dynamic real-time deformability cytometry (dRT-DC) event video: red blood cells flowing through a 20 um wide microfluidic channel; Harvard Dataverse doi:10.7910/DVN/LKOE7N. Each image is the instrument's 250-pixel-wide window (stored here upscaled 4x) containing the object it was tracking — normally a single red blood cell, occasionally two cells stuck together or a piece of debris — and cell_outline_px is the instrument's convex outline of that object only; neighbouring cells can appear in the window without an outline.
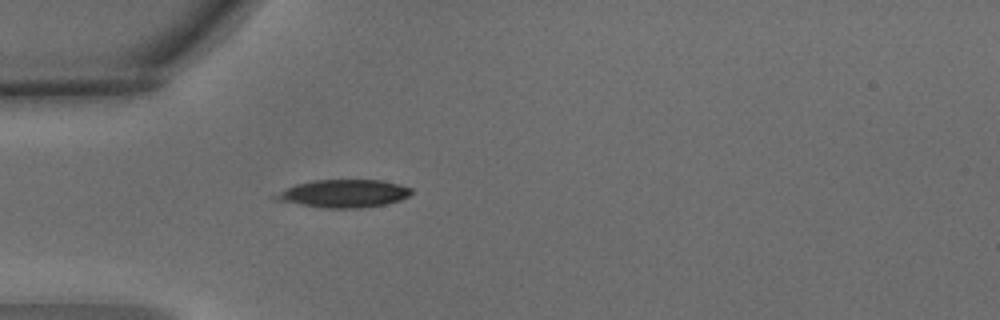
{"species": "common noctule bat (a hibernating species)", "species_latin": "Nyctalus noctula", "temperature_condition": "warm", "stored_images_in_passage": 5, "camera_frame_rate_fps": 3000, "um_per_image_px": 0.085, "animal": {"sex": "male", "body_mass_g": 15.6}, "frame": {"image": 1, "passage_image": 5, "time_ms": 1.333, "image_size_px": [1000, 320], "cell_outline_px": [[412, 192], [408, 196], [400, 200], [384, 204], [360, 208], [324, 208], [276, 200], [268, 196], [296, 184], [312, 180], [380, 180], [400, 184], [412, 188]], "centroid_in_image_um": [29.18, 16.45], "position_along_channel_um": 55.8, "area_um2": 22.08}}